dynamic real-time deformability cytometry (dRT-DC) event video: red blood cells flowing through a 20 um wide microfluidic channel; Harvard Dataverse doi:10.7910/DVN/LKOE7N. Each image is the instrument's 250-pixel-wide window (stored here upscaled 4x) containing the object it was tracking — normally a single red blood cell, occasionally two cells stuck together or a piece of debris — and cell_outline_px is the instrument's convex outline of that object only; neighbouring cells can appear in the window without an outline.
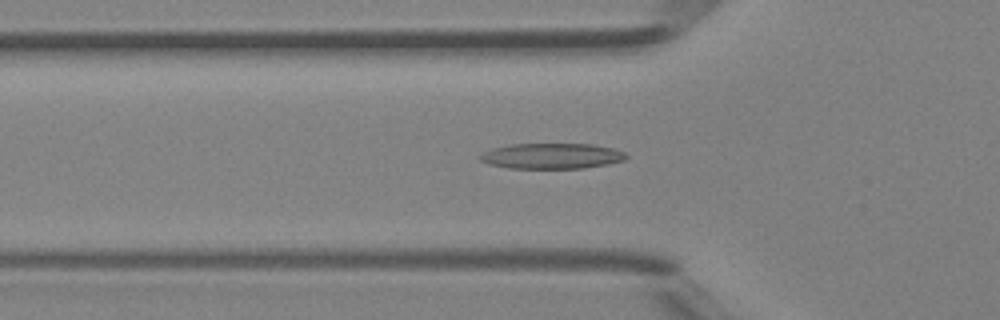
{"species": "Egyptian fruit bat (a non-hibernating species)", "species_latin": "Rousettus aegyptiacus", "temperature_condition": "room temperature", "stored_images_in_passage": 38, "camera_frame_rate_fps": 3000, "um_per_image_px": 0.085, "animal": {"sex": "female"}, "frame": {"image": 1, "passage_image": 7, "time_ms": 2.0, "image_size_px": [1000, 320], "cell_outline_px": [[628, 156], [624, 160], [608, 164], [584, 168], [508, 168], [488, 164], [480, 160], [476, 156], [492, 148], [512, 144], [592, 144], [612, 148], [624, 152]], "centroid_in_image_um": [46.87, 13.26], "position_along_channel_um": 78.9, "area_um2": 21.79}}
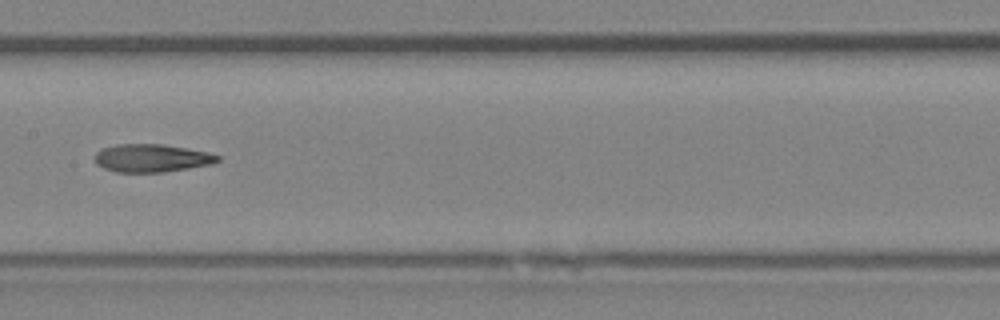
{"frame": {"image": 2, "passage_image": 15, "time_ms": 4.667, "image_size_px": [1000, 320], "cell_outline_px": [[220, 160], [216, 164], [164, 172], [116, 172], [104, 168], [96, 164], [96, 152], [104, 148], [116, 144], [164, 144], [208, 152], [220, 156]], "centroid_in_image_um": [12.95, 13.44], "position_along_channel_um": 194.5, "area_um2": 20.11}}
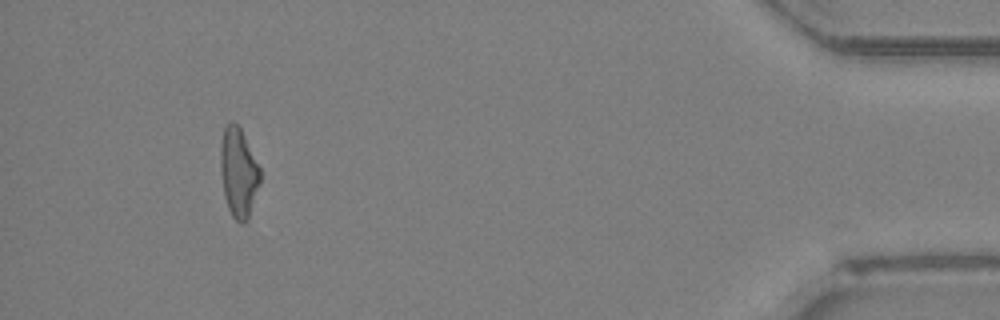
{"frame": {"image": 3, "passage_image": 35, "time_ms": 11.333, "image_size_px": [1000, 320], "cell_outline_px": [[260, 184], [248, 220], [244, 224], [240, 224], [232, 216], [228, 208], [224, 196], [220, 168], [220, 148], [224, 128], [232, 120], [240, 128], [260, 168]], "centroid_in_image_um": [20.27, 14.71], "position_along_channel_um": 414.9, "area_um2": 20.63}, "authors_computed_cell_mechanics": {"area_um2": 20.3167, "velocity_mm_per_s": 4.3374, "shape_relaxation_time_tau1_ms": 4.7636, "shape_relaxation_time_tau2_ms": 3.3584, "deformation_change_tau1": 0.1761, "deformation_change_tau2": 0.1413}}